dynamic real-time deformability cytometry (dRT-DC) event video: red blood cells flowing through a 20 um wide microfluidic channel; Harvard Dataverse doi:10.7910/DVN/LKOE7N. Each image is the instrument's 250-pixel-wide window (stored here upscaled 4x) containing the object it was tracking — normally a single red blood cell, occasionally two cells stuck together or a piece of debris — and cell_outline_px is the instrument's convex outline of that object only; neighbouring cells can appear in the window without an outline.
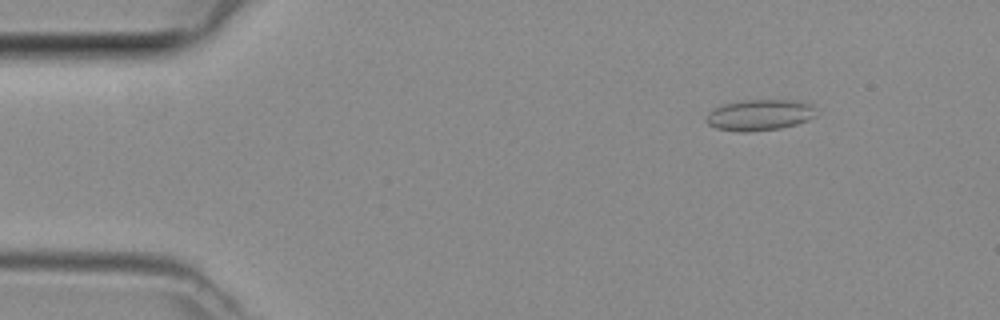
{"species": "common noctule bat (a hibernating species)", "species_latin": "Nyctalus noctula", "temperature_condition": "room temperature", "stored_images_in_passage": 47, "camera_frame_rate_fps": 3000, "um_per_image_px": 0.085, "animal": {"sex": "female", "body_mass_g": 29.2, "forearm_length_mm": 56.3}, "frame": {"image": 1, "passage_image": 6, "time_ms": 1.667, "image_size_px": [1000, 320], "cell_outline_px": [[816, 116], [808, 120], [796, 124], [780, 128], [748, 132], [740, 132], [716, 128], [708, 124], [704, 120], [708, 112], [720, 104], [744, 100], [804, 100], [812, 104]], "centroid_in_image_um": [64.55, 9.76], "position_along_channel_um": 20.4, "area_um2": 20.17}}
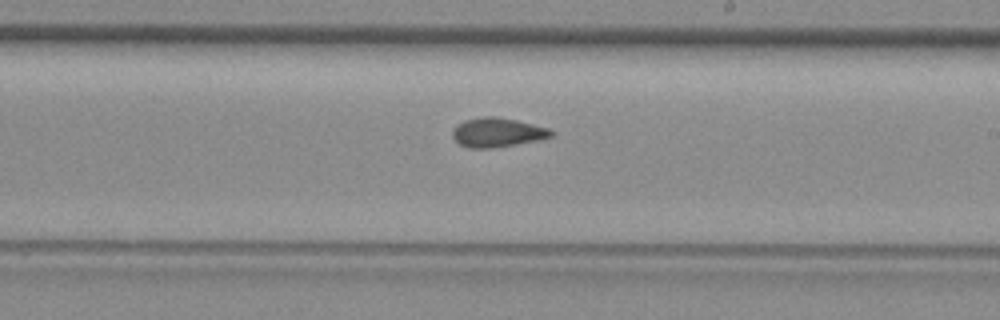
{"frame": {"image": 2, "passage_image": 27, "time_ms": 8.667, "image_size_px": [1000, 320], "cell_outline_px": [[556, 132], [552, 136], [536, 140], [488, 148], [468, 148], [460, 144], [452, 136], [452, 132], [456, 124], [464, 120], [480, 116], [496, 116], [516, 120], [548, 128]], "centroid_in_image_um": [42.24, 11.23], "position_along_channel_um": 246.8, "area_um2": 16.65}}
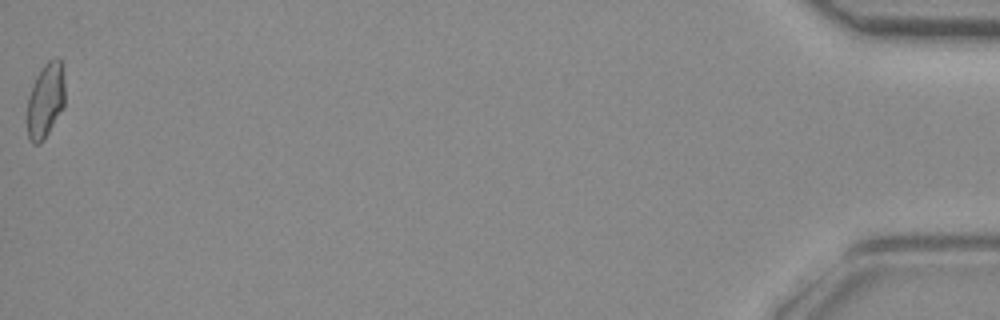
{"frame": {"image": 3, "passage_image": 47, "time_ms": 15.333, "image_size_px": [1000, 320], "cell_outline_px": [[64, 108], [44, 140], [40, 144], [32, 144], [28, 140], [28, 96], [32, 84], [36, 76], [44, 64], [48, 60], [56, 56], [60, 60], [64, 80]], "centroid_in_image_um": [3.87, 8.55], "position_along_channel_um": 431.3, "area_um2": 16.65}}